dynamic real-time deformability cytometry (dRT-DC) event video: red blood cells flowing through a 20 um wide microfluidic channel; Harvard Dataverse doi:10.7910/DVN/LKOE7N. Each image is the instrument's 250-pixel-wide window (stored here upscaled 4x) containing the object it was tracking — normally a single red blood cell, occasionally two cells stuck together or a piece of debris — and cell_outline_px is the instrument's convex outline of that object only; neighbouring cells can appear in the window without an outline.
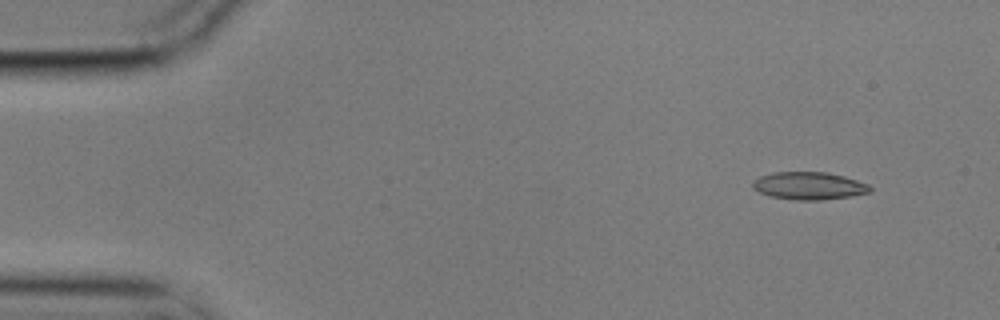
{"species": "common noctule bat (a hibernating species)", "species_latin": "Nyctalus noctula", "temperature_condition": "cold", "stored_images_in_passage": 5, "segment_of_instrument_passage": [2, 2], "camera_frame_rate_fps": 3000, "um_per_image_px": 0.085, "animal": {"sex": "male", "body_mass_g": 17.9}, "frame": {"image": 1, "passage_image": 5, "time_ms": 1.333, "image_size_px": [1000, 320], "cell_outline_px": [[872, 192], [852, 196], [820, 200], [792, 200], [768, 196], [752, 188], [752, 180], [760, 176], [772, 172], [828, 172], [844, 176], [868, 184], [872, 188]], "centroid_in_image_um": [68.75, 15.79], "position_along_channel_um": 16.3, "area_um2": 19.13}}